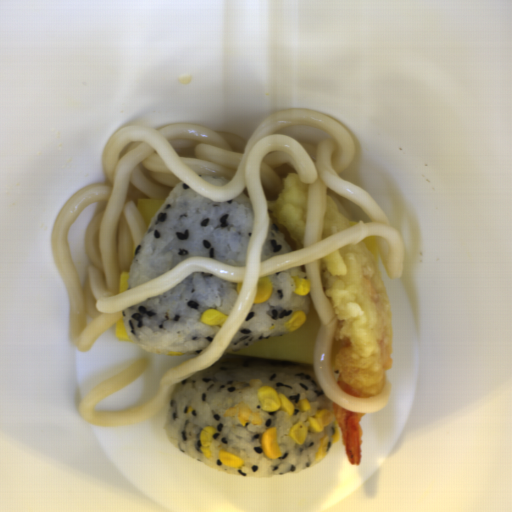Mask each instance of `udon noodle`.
I'll use <instances>...</instances> for the list:
<instances>
[{
  "label": "udon noodle",
  "mask_w": 512,
  "mask_h": 512,
  "mask_svg": "<svg viewBox=\"0 0 512 512\" xmlns=\"http://www.w3.org/2000/svg\"><path fill=\"white\" fill-rule=\"evenodd\" d=\"M354 158L355 144L349 130L329 115L310 108L270 113L247 138L190 122L156 128L125 125L113 131L101 155L104 181L76 189L57 212L50 230L52 260L67 292L72 346L87 350L128 306L166 292L194 271L242 282V286L211 345L196 357L168 368L149 400L116 411H95L99 402L149 369L151 360L140 356L83 395L77 406L80 417L111 428L147 422L168 405L172 385L218 361L251 310L259 279L297 266L305 267L310 298L321 321L313 356L314 376L320 389L329 400L352 412L373 414L387 406L392 391L390 381L374 397H356L339 386L333 371L343 340L334 339L338 319L322 285L321 258L369 236L382 238L389 250L387 274L396 279L401 277L406 256L402 232L391 225L378 202L368 190L340 176ZM288 172L298 174L308 185L306 228L303 247L298 250L272 213ZM211 173L222 175L229 182L212 186L199 177ZM180 181L217 202L233 199L246 188L254 215L246 266L237 268L208 257H191L167 273L118 294L119 273L129 270L147 228L137 199H162ZM326 195L346 219L358 223L321 240ZM95 201V213L85 230L84 248L89 262L82 285L69 252L67 234L80 209ZM270 217L293 251L259 264L270 233Z\"/></svg>",
  "instance_id": "d5520da0"
}]
</instances>
